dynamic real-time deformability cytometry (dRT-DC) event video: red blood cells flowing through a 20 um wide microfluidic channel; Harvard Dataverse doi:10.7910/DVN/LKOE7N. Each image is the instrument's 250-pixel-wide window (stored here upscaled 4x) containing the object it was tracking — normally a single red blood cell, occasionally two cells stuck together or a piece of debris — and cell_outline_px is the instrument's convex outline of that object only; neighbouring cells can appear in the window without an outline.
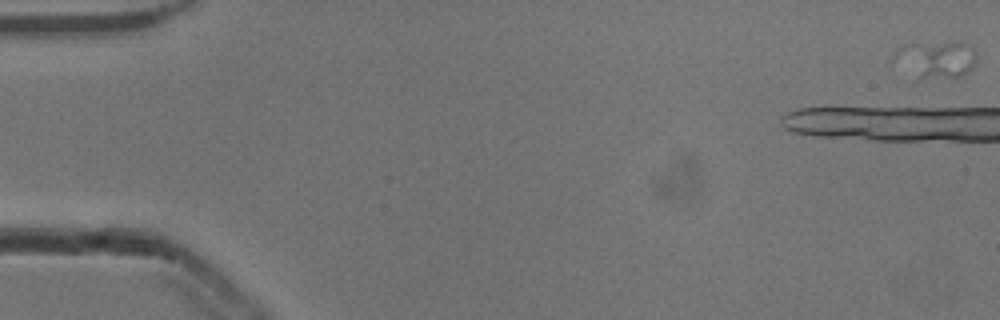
{"species": "common noctule bat (a hibernating species)", "species_latin": "Nyctalus noctula", "temperature_condition": "cold", "stored_images_in_passage": 19, "camera_frame_rate_fps": 3000, "um_per_image_px": 0.085, "animal": {"sex": "male", "body_mass_g": 13.3}, "frame": {"image": 1, "passage_image": 1, "time_ms": 0.0, "image_size_px": [1000, 320], "cell_outline_px": [[976, 60], [972, 68], [960, 76], [920, 80], [920, 76], [928, 52], [932, 48], [944, 44], [964, 44], [972, 48], [976, 52]], "centroid_in_image_um": [80.6, 5.23], "position_along_channel_um": 4.4, "area_um2": 11.04}}
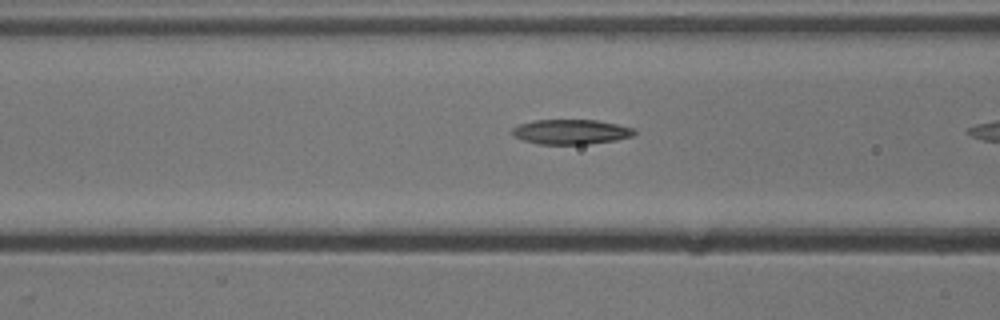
{"frame": {"image": 2, "passage_image": 18, "time_ms": 5.667, "image_size_px": [1000, 320], "cell_outline_px": [[636, 132], [632, 136], [616, 140], [588, 144], [536, 144], [512, 136], [508, 132], [512, 128], [520, 124], [532, 120], [596, 120], [616, 124], [632, 128]], "centroid_in_image_um": [48.46, 11.21], "position_along_channel_um": 118.1, "area_um2": 17.74}}